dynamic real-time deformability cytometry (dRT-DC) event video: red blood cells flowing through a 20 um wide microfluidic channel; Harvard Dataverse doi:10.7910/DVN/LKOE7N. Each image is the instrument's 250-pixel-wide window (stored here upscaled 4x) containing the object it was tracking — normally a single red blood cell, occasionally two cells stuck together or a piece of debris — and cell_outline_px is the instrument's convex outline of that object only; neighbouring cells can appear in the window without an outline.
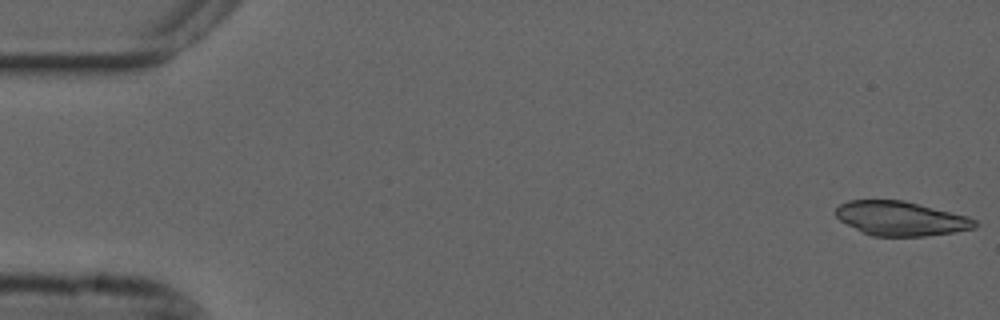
{"species": "common noctule bat (a hibernating species)", "species_latin": "Nyctalus noctula", "temperature_condition": "cold", "stored_images_in_passage": 55, "camera_frame_rate_fps": 3000, "um_per_image_px": 0.085, "animal": {"sex": "male", "forearm_length_mm": 52.5}, "frame": {"image": 1, "passage_image": 1, "time_ms": 0.0, "image_size_px": [1000, 320], "cell_outline_px": [[980, 224], [976, 228], [956, 232], [924, 236], [872, 236], [860, 232], [840, 220], [836, 216], [836, 208], [840, 204], [848, 200], [904, 200], [968, 216], [976, 220]], "centroid_in_image_um": [76.6, 18.58], "position_along_channel_um": 8.4, "area_um2": 28.03}}
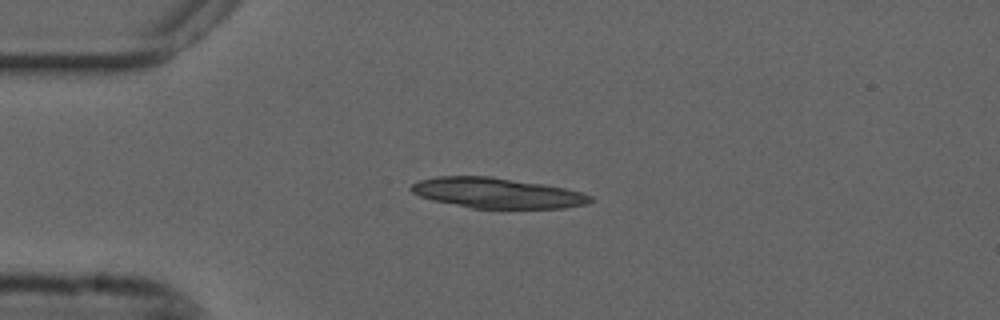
{"frame": {"image": 2, "passage_image": 13, "time_ms": 4.0, "image_size_px": [1000, 320], "cell_outline_px": [[596, 200], [588, 204], [564, 208], [472, 208], [432, 200], [420, 196], [412, 192], [408, 188], [412, 184], [420, 180], [436, 176], [492, 176], [564, 188], [580, 192], [592, 196]], "centroid_in_image_um": [42.25, 16.41], "position_along_channel_um": 42.8, "area_um2": 31.62}}